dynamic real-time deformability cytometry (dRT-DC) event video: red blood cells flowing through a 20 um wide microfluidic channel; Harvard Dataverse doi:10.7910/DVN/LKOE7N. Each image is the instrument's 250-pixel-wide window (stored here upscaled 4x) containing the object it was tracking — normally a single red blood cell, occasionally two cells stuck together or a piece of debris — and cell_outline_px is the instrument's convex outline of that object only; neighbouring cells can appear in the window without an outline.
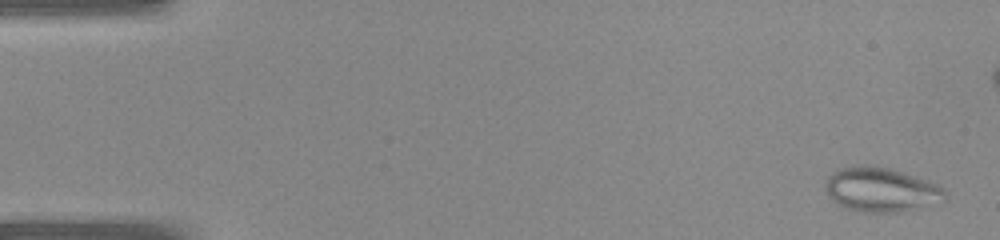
{"species": "common noctule bat (a hibernating species)", "species_latin": "Nyctalus noctula", "temperature_condition": "warm", "stored_images_in_passage": 41, "camera_frame_rate_fps": 3000, "um_per_image_px": 0.085, "animal": {"sex": "female", "body_mass_g": 22.0, "forearm_length_mm": 56.7}, "frame": {"image": 1, "passage_image": 1, "time_ms": 0.0, "image_size_px": [1000, 240], "cell_outline_px": [[944, 200], [940, 204], [904, 212], [864, 212], [844, 208], [836, 204], [828, 196], [824, 188], [824, 184], [828, 176], [832, 172], [840, 168], [852, 164], [864, 164], [892, 168], [936, 184], [944, 188]], "centroid_in_image_um": [74.86, 16.12], "position_along_channel_um": 10.1, "area_um2": 31.62}}
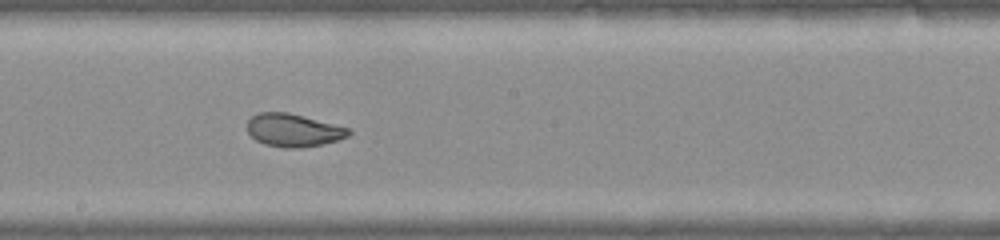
{"frame": {"image": 2, "passage_image": 22, "time_ms": 7.0, "image_size_px": [1000, 240], "cell_outline_px": [[352, 132], [348, 136], [336, 140], [320, 144], [296, 148], [284, 148], [264, 144], [256, 140], [248, 132], [248, 120], [252, 116], [260, 112], [288, 112], [352, 128]], "centroid_in_image_um": [24.95, 11.06], "position_along_channel_um": 223.2, "area_um2": 19.42}}
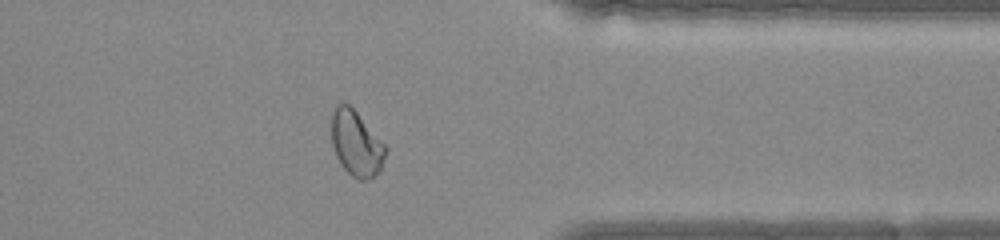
{"frame": {"image": 3, "passage_image": 32, "time_ms": 10.333, "image_size_px": [1000, 240], "cell_outline_px": [[388, 148], [380, 172], [368, 180], [356, 180], [340, 164], [336, 156], [332, 144], [332, 112], [336, 104], [348, 104], [356, 112]], "centroid_in_image_um": [30.29, 12.24], "position_along_channel_um": 381.1, "area_um2": 20.52}}